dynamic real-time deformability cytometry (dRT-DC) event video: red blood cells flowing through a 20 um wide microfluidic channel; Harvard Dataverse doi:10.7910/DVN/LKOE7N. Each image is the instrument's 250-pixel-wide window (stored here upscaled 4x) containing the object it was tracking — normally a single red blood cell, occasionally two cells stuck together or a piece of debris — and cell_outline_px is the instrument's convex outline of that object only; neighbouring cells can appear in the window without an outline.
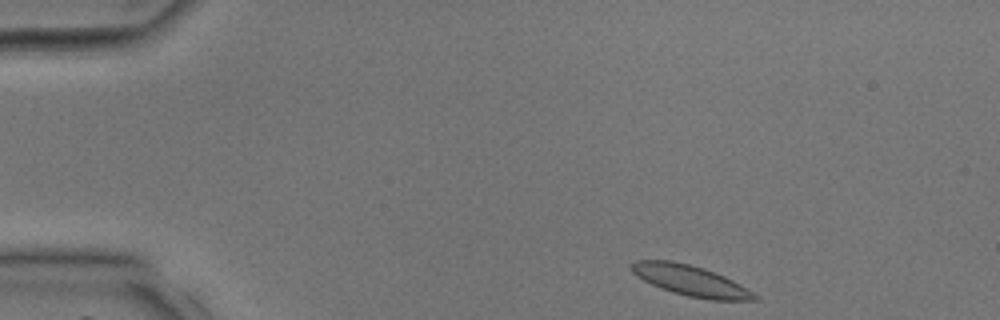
{"species": "common noctule bat (a hibernating species)", "species_latin": "Nyctalus noctula", "temperature_condition": "room temperature", "stored_images_in_passage": 8, "camera_frame_rate_fps": 3000, "um_per_image_px": 0.085, "animal": {"sex": "male", "body_mass_g": 17.9, "forearm_length_mm": 54.2}, "frame": {"image": 1, "passage_image": 1, "time_ms": 0.0, "image_size_px": [1000, 320], "cell_outline_px": [[760, 300], [712, 300], [688, 296], [672, 292], [660, 288], [636, 276], [628, 268], [628, 264], [636, 260], [668, 260], [688, 264], [704, 268], [724, 276], [740, 284], [760, 296]], "centroid_in_image_um": [58.68, 23.85], "position_along_channel_um": 26.3, "area_um2": 22.02}}